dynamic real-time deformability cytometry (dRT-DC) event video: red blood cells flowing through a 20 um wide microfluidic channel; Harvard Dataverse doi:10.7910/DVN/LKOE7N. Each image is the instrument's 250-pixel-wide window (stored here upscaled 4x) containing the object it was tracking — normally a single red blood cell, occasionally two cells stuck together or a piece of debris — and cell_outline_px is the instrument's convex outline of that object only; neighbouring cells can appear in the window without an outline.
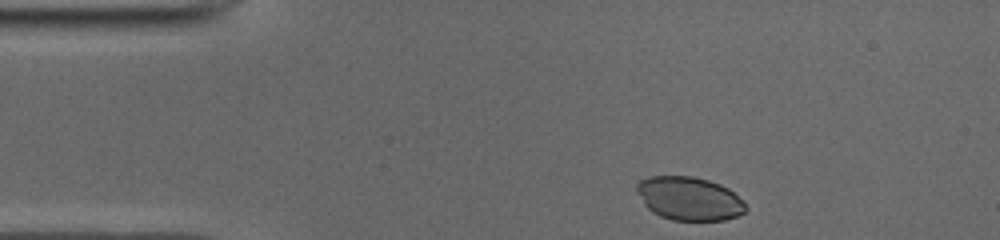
{"species": "common noctule bat (a hibernating species)", "species_latin": "Nyctalus noctula", "temperature_condition": "cold", "stored_images_in_passage": 36, "camera_frame_rate_fps": 3000, "um_per_image_px": 0.085, "animal": {"sex": "male", "body_mass_g": 19.0, "forearm_length_mm": 50.8}, "frame": {"image": 1, "passage_image": 1, "time_ms": 0.0, "image_size_px": [1000, 240], "cell_outline_px": [[748, 208], [744, 212], [736, 216], [724, 220], [672, 220], [660, 216], [652, 212], [644, 204], [636, 192], [636, 184], [640, 180], [648, 176], [692, 176], [708, 180], [720, 184], [728, 188], [744, 200]], "centroid_in_image_um": [58.58, 16.87], "position_along_channel_um": 26.4, "area_um2": 27.8}}
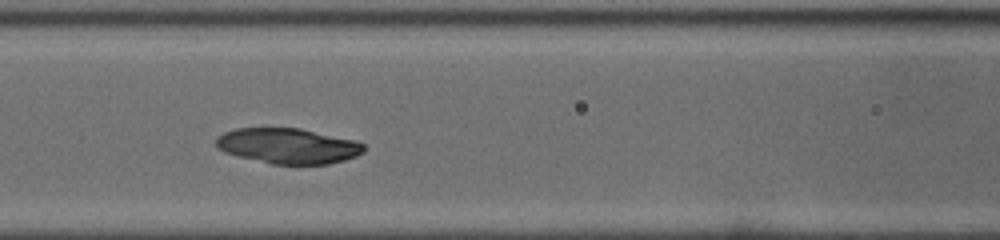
{"frame": {"image": 2, "passage_image": 14, "time_ms": 4.333, "image_size_px": [1000, 240], "cell_outline_px": [[364, 152], [356, 156], [344, 160], [328, 164], [272, 164], [224, 152], [216, 148], [216, 136], [224, 132], [236, 128], [300, 128], [356, 140], [364, 144]], "centroid_in_image_um": [24.49, 12.39], "position_along_channel_um": 142.1, "area_um2": 30.52}}
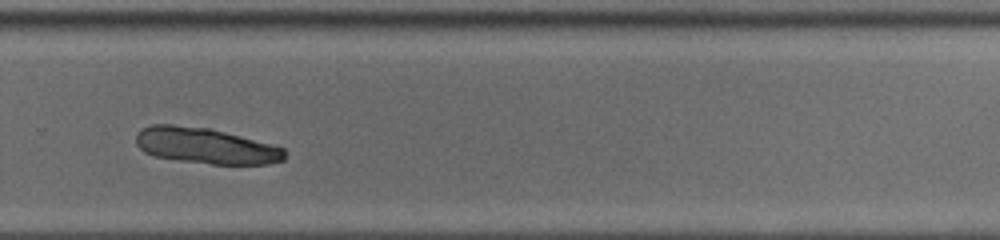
{"frame": {"image": 3, "passage_image": 27, "time_ms": 8.667, "image_size_px": [1000, 240], "cell_outline_px": [[284, 160], [268, 164], [212, 164], [180, 160], [152, 156], [144, 152], [136, 144], [136, 132], [140, 128], [152, 124], [172, 124], [208, 128], [272, 144], [284, 148]], "centroid_in_image_um": [17.42, 12.38], "position_along_channel_um": 312.4, "area_um2": 31.04}}